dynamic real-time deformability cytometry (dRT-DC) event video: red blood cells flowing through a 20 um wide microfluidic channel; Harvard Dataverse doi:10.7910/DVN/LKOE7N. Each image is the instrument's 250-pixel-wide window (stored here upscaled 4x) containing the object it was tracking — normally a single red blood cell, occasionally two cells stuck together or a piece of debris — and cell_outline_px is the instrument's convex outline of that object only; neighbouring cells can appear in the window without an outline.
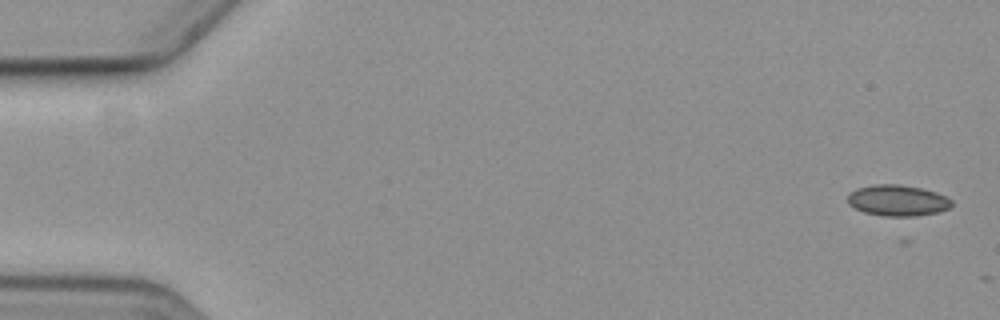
{"species": "common noctule bat (a hibernating species)", "species_latin": "Nyctalus noctula", "temperature_condition": "cold", "stored_images_in_passage": 4, "camera_frame_rate_fps": 3000, "um_per_image_px": 0.085, "animal": {"sex": "female", "body_mass_g": 19.3, "forearm_length_mm": 54.1}, "frame": {"image": 1, "passage_image": 2, "time_ms": 1.333, "image_size_px": [1000, 320], "cell_outline_px": [[952, 204], [948, 208], [936, 212], [916, 216], [884, 216], [864, 212], [848, 204], [848, 196], [856, 188], [876, 184], [900, 184], [920, 188], [936, 192], [952, 200]], "centroid_in_image_um": [76.28, 17.03], "position_along_channel_um": 8.7, "area_um2": 18.61}}